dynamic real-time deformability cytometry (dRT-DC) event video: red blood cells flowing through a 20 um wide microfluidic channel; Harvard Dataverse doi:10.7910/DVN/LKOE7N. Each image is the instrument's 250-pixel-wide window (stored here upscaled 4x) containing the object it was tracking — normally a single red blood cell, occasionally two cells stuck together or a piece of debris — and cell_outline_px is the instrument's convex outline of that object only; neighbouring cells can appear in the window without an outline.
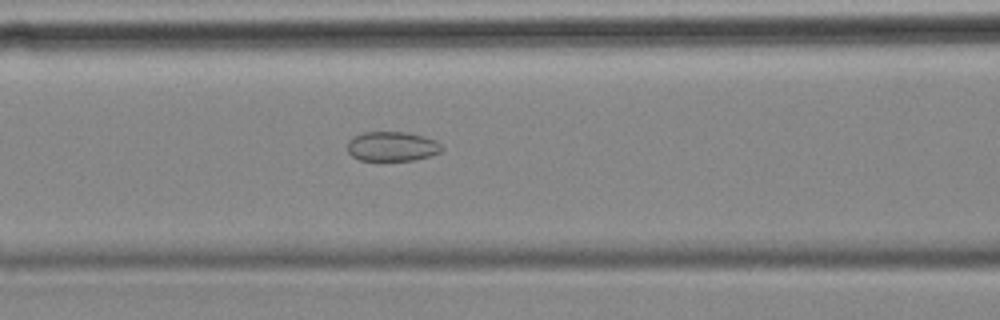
{"species": "common noctule bat (a hibernating species)", "species_latin": "Nyctalus noctula", "temperature_condition": "cold", "stored_images_in_passage": 56, "segment_of_instrument_passage": [2, 2], "camera_frame_rate_fps": 3000, "um_per_image_px": 0.085, "animal": {"sex": "female", "body_mass_g": 18.4}, "frame": {"image": 1, "passage_image": 23, "time_ms": 7.333, "image_size_px": [1000, 320], "cell_outline_px": [[444, 148], [440, 152], [428, 156], [412, 160], [360, 160], [352, 156], [348, 152], [348, 140], [364, 132], [404, 132], [424, 136], [436, 140]], "centroid_in_image_um": [33.33, 12.44], "position_along_channel_um": 133.3, "area_um2": 16.13}}
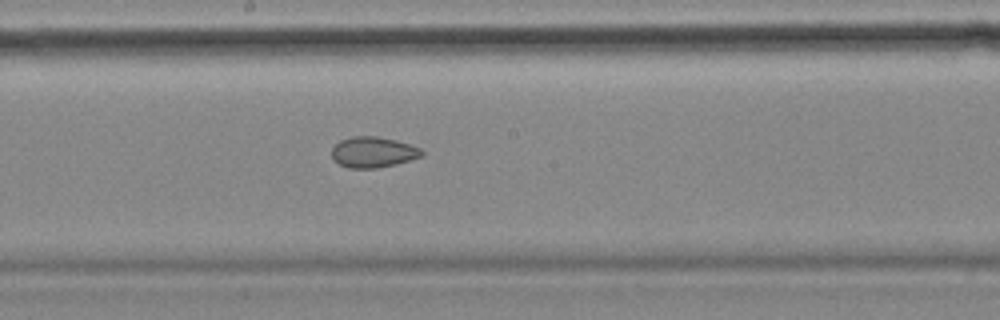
{"frame": {"image": 2, "passage_image": 30, "time_ms": 9.667, "image_size_px": [1000, 320], "cell_outline_px": [[424, 156], [396, 164], [376, 168], [348, 168], [340, 164], [332, 156], [332, 148], [340, 140], [352, 136], [376, 136], [396, 140], [420, 148], [424, 152]], "centroid_in_image_um": [31.73, 12.93], "position_along_channel_um": 216.5, "area_um2": 16.07}}
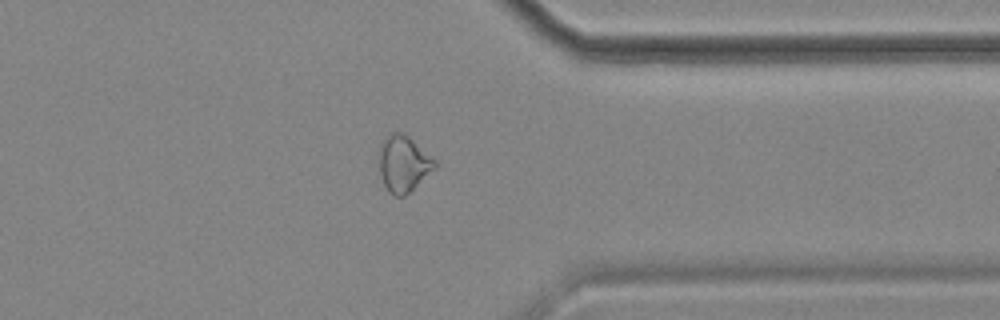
{"frame": {"image": 3, "passage_image": 44, "time_ms": 14.333, "image_size_px": [1000, 320], "cell_outline_px": [[436, 168], [404, 196], [396, 196], [388, 192], [384, 184], [380, 172], [380, 144], [392, 132], [400, 132], [408, 136], [436, 160]], "centroid_in_image_um": [34.3, 13.92], "position_along_channel_um": 377.1, "area_um2": 17.92}}